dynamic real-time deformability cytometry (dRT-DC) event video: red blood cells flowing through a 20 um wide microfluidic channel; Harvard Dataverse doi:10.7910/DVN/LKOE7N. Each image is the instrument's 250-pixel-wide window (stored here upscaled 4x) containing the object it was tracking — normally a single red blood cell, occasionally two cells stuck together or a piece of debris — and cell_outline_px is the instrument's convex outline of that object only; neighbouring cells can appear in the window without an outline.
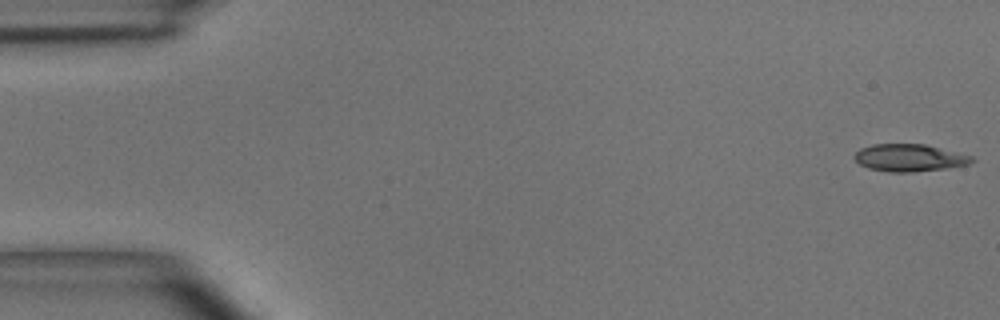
{"species": "common noctule bat (a hibernating species)", "species_latin": "Nyctalus noctula", "temperature_condition": "room temperature", "stored_images_in_passage": 49, "camera_frame_rate_fps": 3000, "um_per_image_px": 0.085, "animal": {"sex": "male", "body_mass_g": 15.6}, "frame": {"image": 1, "passage_image": 1, "time_ms": 0.0, "image_size_px": [1000, 320], "cell_outline_px": [[976, 160], [968, 164], [948, 168], [912, 172], [888, 172], [868, 168], [860, 164], [852, 156], [860, 148], [872, 144], [924, 144], [972, 156]], "centroid_in_image_um": [77.28, 13.41], "position_along_channel_um": 7.7, "area_um2": 18.67}}
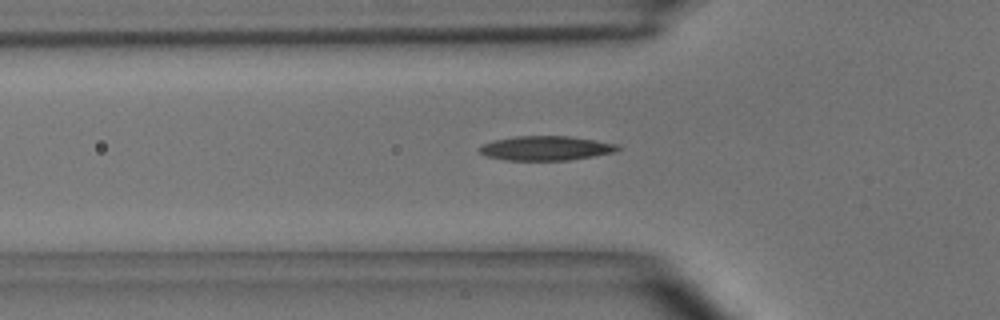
{"frame": {"image": 2, "passage_image": 16, "time_ms": 5.0, "image_size_px": [1000, 320], "cell_outline_px": [[620, 148], [616, 152], [568, 160], [504, 160], [488, 156], [480, 152], [476, 148], [480, 144], [492, 140], [516, 136], [568, 136], [596, 140], [620, 144]], "centroid_in_image_um": [46.38, 12.59], "position_along_channel_um": 79.4, "area_um2": 19.83}}
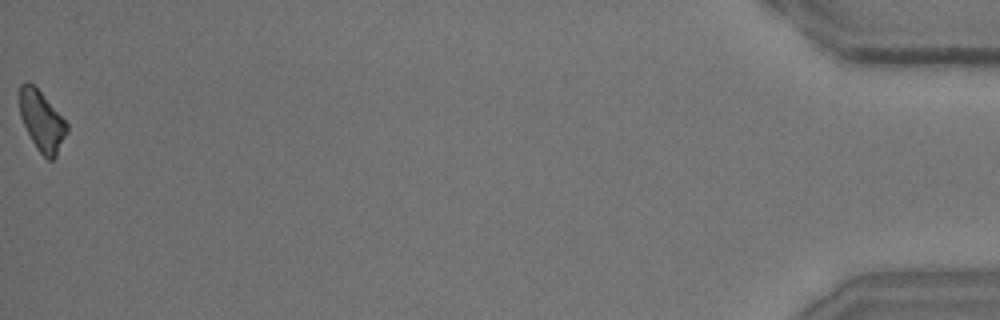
{"frame": {"image": 3, "passage_image": 49, "time_ms": 16.0, "image_size_px": [1000, 320], "cell_outline_px": [[68, 132], [56, 156], [52, 160], [48, 160], [36, 148], [20, 116], [20, 84], [32, 84], [40, 92], [68, 124]], "centroid_in_image_um": [3.58, 10.34], "position_along_channel_um": 431.6, "area_um2": 16.07}, "authors_computed_cell_mechanics": {"area_um2": 18.496, "velocity_mm_per_s": 4.0713, "shape_relaxation_time_tau1_ms": 3.8876, "shape_relaxation_time_tau2_ms": null, "deformation_change_tau1": 0.1313, "deformation_change_tau2": null}}